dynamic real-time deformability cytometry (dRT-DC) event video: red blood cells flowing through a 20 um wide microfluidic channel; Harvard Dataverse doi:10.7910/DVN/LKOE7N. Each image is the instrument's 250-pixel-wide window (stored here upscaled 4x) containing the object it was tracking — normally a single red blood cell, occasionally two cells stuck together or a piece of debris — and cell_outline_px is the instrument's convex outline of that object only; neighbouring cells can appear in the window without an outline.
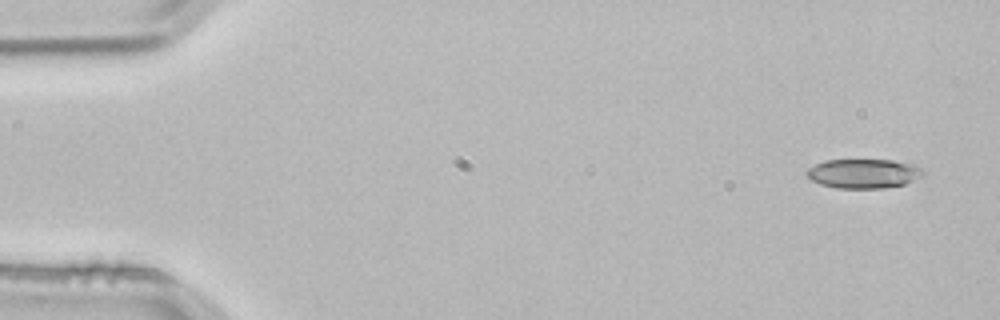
{"species": "common noctule bat (a hibernating species)", "species_latin": "Nyctalus noctula", "temperature_condition": "room temperature", "stored_images_in_passage": 3, "camera_frame_rate_fps": 3000, "um_per_image_px": 0.085, "animal": {"sex": "male", "body_mass_g": 21.5, "forearm_length_mm": 52.0}, "frame": {"image": 1, "passage_image": 1, "time_ms": 0.0, "image_size_px": [1000, 320], "cell_outline_px": [[920, 172], [912, 180], [904, 184], [884, 188], [836, 188], [820, 184], [812, 180], [804, 172], [808, 168], [824, 160], [892, 160], [912, 164], [920, 168]], "centroid_in_image_um": [73.29, 14.75], "position_along_channel_um": 11.7, "area_um2": 19.48}}